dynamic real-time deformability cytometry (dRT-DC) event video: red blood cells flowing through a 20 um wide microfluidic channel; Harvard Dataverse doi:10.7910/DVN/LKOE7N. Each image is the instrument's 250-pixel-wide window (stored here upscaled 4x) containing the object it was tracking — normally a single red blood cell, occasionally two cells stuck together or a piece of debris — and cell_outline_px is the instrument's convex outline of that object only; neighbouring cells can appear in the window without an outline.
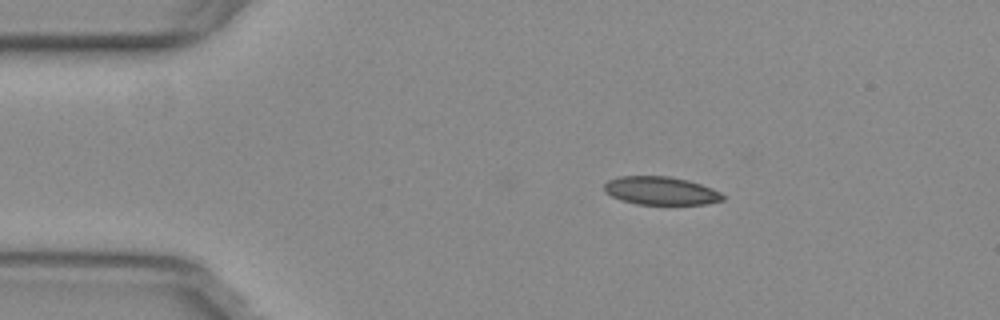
{"species": "common noctule bat (a hibernating species)", "species_latin": "Nyctalus noctula", "temperature_condition": "warm", "stored_images_in_passage": 7, "camera_frame_rate_fps": 3000, "um_per_image_px": 0.085, "animal": {"sex": "female", "body_mass_g": 29.2, "forearm_length_mm": 56.3}, "frame": {"image": 1, "passage_image": 1, "time_ms": 0.0, "image_size_px": [1000, 320], "cell_outline_px": [[724, 200], [708, 204], [636, 204], [620, 200], [604, 192], [604, 184], [608, 180], [620, 176], [668, 176], [688, 180], [712, 188], [720, 192], [724, 196]], "centroid_in_image_um": [56.16, 16.21], "position_along_channel_um": 28.8, "area_um2": 19.54}}